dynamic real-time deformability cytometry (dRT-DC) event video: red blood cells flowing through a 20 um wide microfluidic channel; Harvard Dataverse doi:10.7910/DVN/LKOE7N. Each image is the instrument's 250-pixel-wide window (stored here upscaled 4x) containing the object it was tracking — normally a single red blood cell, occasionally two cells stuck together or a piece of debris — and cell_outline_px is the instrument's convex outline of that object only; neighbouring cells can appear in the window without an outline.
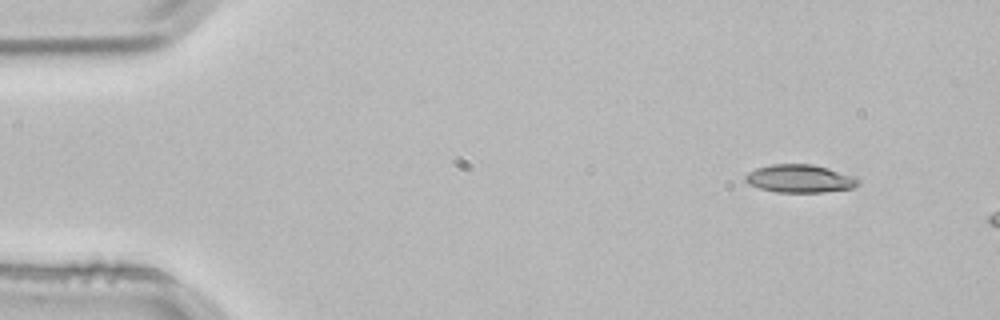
{"species": "common noctule bat (a hibernating species)", "species_latin": "Nyctalus noctula", "temperature_condition": "room temperature", "stored_images_in_passage": 3, "segment_of_instrument_passage": [1, 2], "camera_frame_rate_fps": 3000, "um_per_image_px": 0.085, "animal": {"sex": "male", "body_mass_g": 21.5, "forearm_length_mm": 52.0}, "frame": {"image": 1, "passage_image": 1, "time_ms": 0.0, "image_size_px": [1000, 320], "cell_outline_px": [[860, 180], [852, 188], [824, 192], [776, 192], [760, 188], [748, 184], [744, 180], [744, 176], [748, 172], [756, 168], [772, 164], [812, 164], [828, 168], [856, 176]], "centroid_in_image_um": [67.96, 15.18], "position_along_channel_um": 17.0, "area_um2": 18.44}}